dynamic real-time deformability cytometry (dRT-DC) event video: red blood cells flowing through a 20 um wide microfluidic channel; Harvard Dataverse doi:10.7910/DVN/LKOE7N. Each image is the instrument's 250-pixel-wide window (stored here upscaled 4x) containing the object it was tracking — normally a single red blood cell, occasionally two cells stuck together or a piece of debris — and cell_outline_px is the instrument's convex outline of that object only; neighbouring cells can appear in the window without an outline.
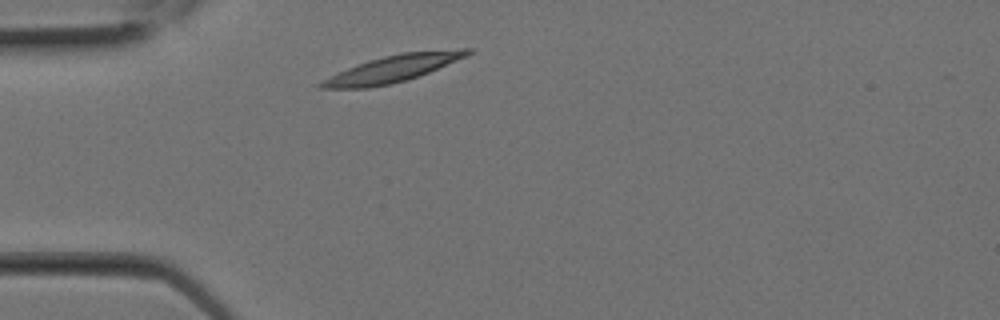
{"species": "Egyptian fruit bat (a non-hibernating species)", "species_latin": "Rousettus aegyptiacus", "temperature_condition": "room temperature", "stored_images_in_passage": 1, "camera_frame_rate_fps": 3000, "um_per_image_px": 0.085, "animal": {"sex": "female"}, "frame": {"image": 1, "passage_image": 1, "time_ms": 0.0, "image_size_px": [1000, 320], "cell_outline_px": [[472, 52], [468, 56], [428, 72], [404, 80], [388, 84], [368, 88], [320, 88], [316, 84], [348, 68], [384, 56], [404, 52], [460, 48], [472, 48]], "centroid_in_image_um": [33.46, 5.82], "position_along_channel_um": 51.5, "area_um2": 22.25}}